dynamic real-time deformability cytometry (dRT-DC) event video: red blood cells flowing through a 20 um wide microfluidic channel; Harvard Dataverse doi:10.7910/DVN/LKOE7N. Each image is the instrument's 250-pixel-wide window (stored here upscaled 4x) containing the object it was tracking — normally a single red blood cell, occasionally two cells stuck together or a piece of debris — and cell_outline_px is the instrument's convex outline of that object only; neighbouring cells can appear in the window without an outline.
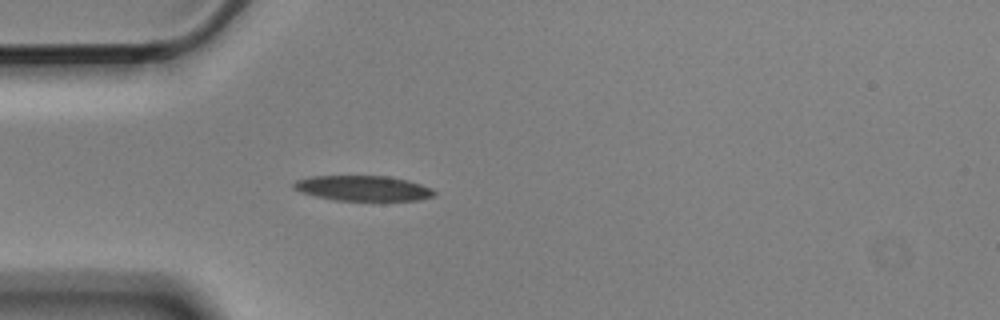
{"species": "Egyptian fruit bat (a non-hibernating species)", "species_latin": "Rousettus aegyptiacus", "temperature_condition": "cold", "stored_images_in_passage": 4, "camera_frame_rate_fps": 3000, "um_per_image_px": 0.085, "animal": {"sex": "male"}, "frame": {"image": 1, "passage_image": 4, "time_ms": 1.0, "image_size_px": [1000, 320], "cell_outline_px": [[436, 192], [432, 196], [420, 200], [336, 200], [316, 196], [300, 192], [292, 188], [292, 184], [296, 180], [312, 176], [388, 176], [408, 180], [432, 188]], "centroid_in_image_um": [30.84, 15.99], "position_along_channel_um": 54.2, "area_um2": 20.58}}